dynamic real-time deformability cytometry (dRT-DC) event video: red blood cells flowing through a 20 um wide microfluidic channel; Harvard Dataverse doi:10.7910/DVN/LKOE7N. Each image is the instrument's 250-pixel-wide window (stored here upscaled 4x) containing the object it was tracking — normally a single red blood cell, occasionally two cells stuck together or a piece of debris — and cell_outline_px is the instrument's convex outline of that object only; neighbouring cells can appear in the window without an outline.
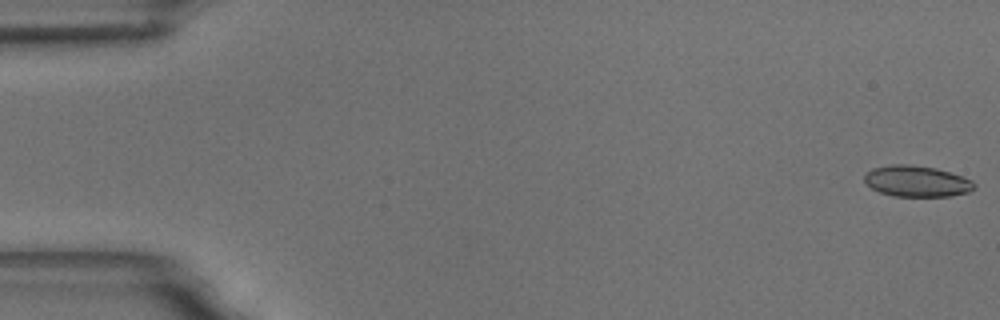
{"species": "common noctule bat (a hibernating species)", "species_latin": "Nyctalus noctula", "temperature_condition": "room temperature", "stored_images_in_passage": 56, "camera_frame_rate_fps": 3000, "um_per_image_px": 0.085, "animal": {"sex": "male", "body_mass_g": 18.8}, "frame": {"image": 1, "passage_image": 1, "time_ms": 0.0, "image_size_px": [1000, 320], "cell_outline_px": [[976, 188], [968, 192], [948, 196], [892, 196], [880, 192], [872, 188], [864, 180], [864, 176], [872, 168], [892, 164], [908, 164], [936, 168], [972, 180], [976, 184]], "centroid_in_image_um": [77.92, 15.4], "position_along_channel_um": 7.1, "area_um2": 19.77}}
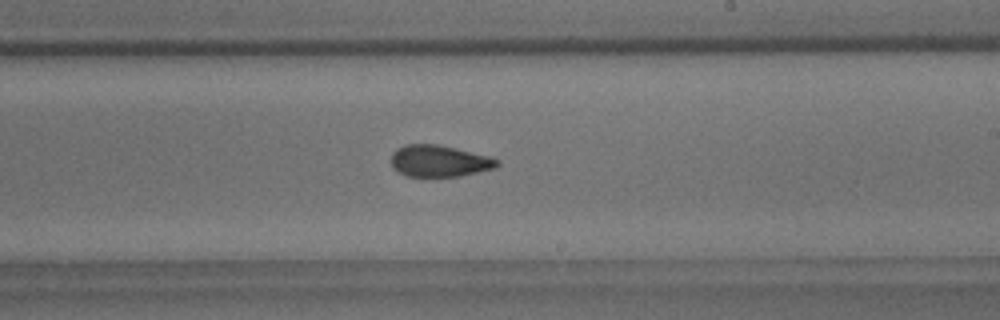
{"frame": {"image": 2, "passage_image": 33, "time_ms": 10.667, "image_size_px": [1000, 320], "cell_outline_px": [[500, 164], [496, 168], [460, 176], [408, 176], [392, 168], [392, 152], [396, 148], [404, 144], [436, 144], [456, 148], [488, 156], [500, 160]], "centroid_in_image_um": [37.34, 13.68], "position_along_channel_um": 251.7, "area_um2": 19.54}}
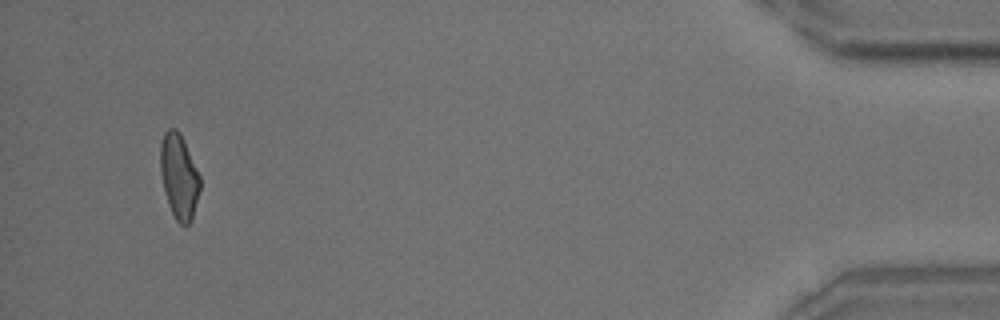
{"frame": {"image": 3, "passage_image": 53, "time_ms": 17.333, "image_size_px": [1000, 320], "cell_outline_px": [[200, 188], [192, 220], [188, 224], [180, 224], [176, 220], [168, 204], [164, 192], [160, 172], [160, 144], [164, 132], [168, 128], [176, 128], [180, 132], [184, 140], [200, 176]], "centroid_in_image_um": [15.2, 14.97], "position_along_channel_um": 420.0, "area_um2": 19.71}, "authors_computed_cell_mechanics": {"area_um2": 19.941, "velocity_mm_per_s": 3.6588, "shape_relaxation_time_tau1_ms": 7.4054, "shape_relaxation_time_tau2_ms": 1.9843, "deformation_change_tau1": 0.1519, "deformation_change_tau2": 0.0822}}